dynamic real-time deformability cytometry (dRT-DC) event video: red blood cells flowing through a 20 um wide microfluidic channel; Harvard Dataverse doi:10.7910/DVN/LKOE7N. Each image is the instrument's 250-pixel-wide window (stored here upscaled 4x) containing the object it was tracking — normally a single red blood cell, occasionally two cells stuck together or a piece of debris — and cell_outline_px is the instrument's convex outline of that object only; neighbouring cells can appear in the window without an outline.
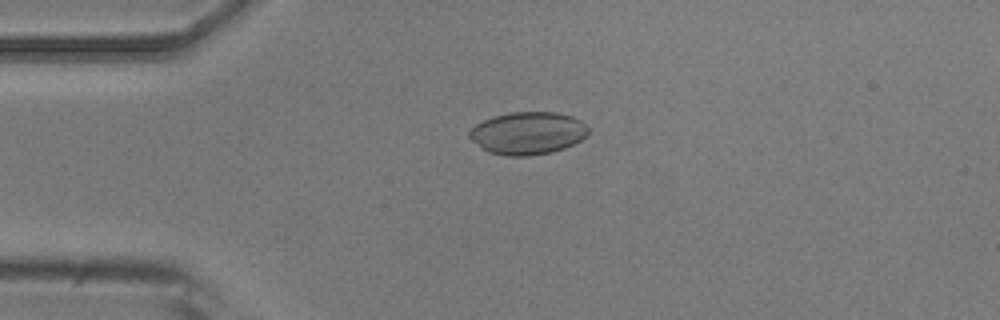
{"species": "common noctule bat (a hibernating species)", "species_latin": "Nyctalus noctula", "temperature_condition": "room temperature", "stored_images_in_passage": 48, "camera_frame_rate_fps": 3000, "um_per_image_px": 0.085, "animal": {"sex": "male", "body_mass_g": 20.5, "forearm_length_mm": 52.5}, "frame": {"image": 1, "passage_image": 9, "time_ms": 2.667, "image_size_px": [1000, 320], "cell_outline_px": [[588, 136], [564, 148], [552, 152], [528, 156], [508, 156], [488, 152], [472, 140], [468, 136], [468, 132], [476, 124], [492, 116], [512, 112], [556, 112], [572, 116], [580, 120], [588, 128]], "centroid_in_image_um": [44.86, 11.31], "position_along_channel_um": 40.1, "area_um2": 29.48}}
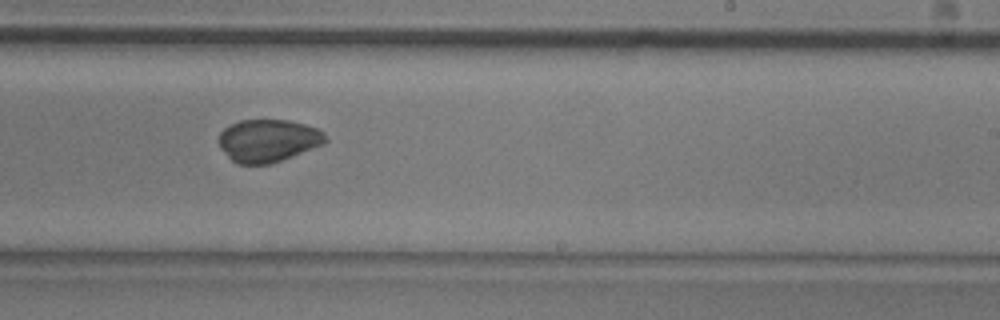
{"frame": {"image": 2, "passage_image": 28, "time_ms": 9.0, "image_size_px": [1000, 320], "cell_outline_px": [[328, 140], [324, 144], [272, 164], [240, 164], [232, 160], [228, 156], [216, 140], [220, 132], [224, 128], [240, 120], [288, 120], [320, 128], [324, 132]], "centroid_in_image_um": [22.81, 11.94], "position_along_channel_um": 266.2, "area_um2": 26.65}}
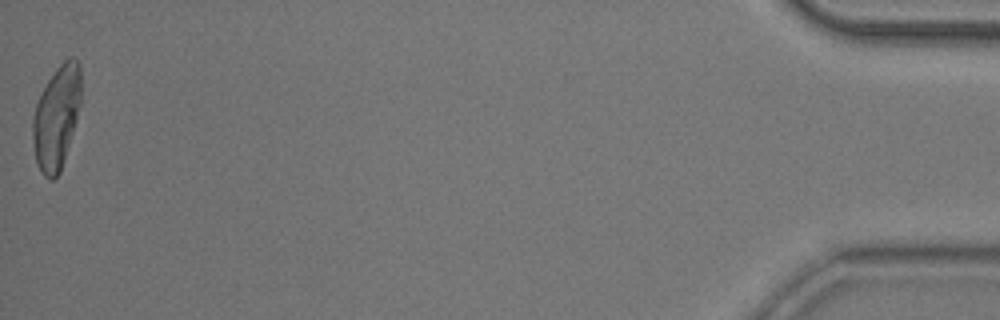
{"frame": {"image": 3, "passage_image": 48, "time_ms": 15.667, "image_size_px": [1000, 320], "cell_outline_px": [[80, 104], [76, 120], [60, 172], [52, 180], [48, 180], [44, 176], [36, 160], [32, 136], [32, 120], [36, 104], [48, 80], [56, 68], [68, 56], [76, 56], [80, 64]], "centroid_in_image_um": [4.81, 9.93], "position_along_channel_um": 430.4, "area_um2": 28.78}, "authors_computed_cell_mechanics": {"area_um2": 28.2353, "velocity_mm_per_s": 3.9461, "shape_relaxation_time_tau1_ms": 5.701, "shape_relaxation_time_tau2_ms": 1.5882, "deformation_change_tau1": 0.1772, "deformation_change_tau2": 0.0391}}